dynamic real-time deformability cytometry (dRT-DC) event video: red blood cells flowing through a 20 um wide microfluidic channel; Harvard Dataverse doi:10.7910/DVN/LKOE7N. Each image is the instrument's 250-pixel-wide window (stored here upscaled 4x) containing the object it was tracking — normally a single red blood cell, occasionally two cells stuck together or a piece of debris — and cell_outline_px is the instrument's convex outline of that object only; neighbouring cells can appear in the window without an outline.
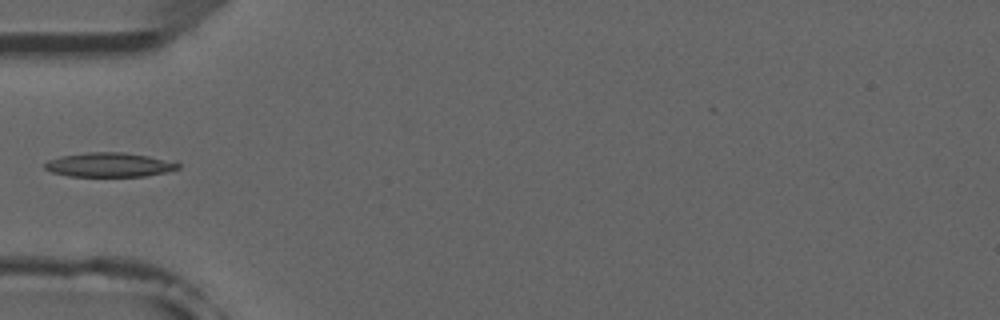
{"species": "common noctule bat (a hibernating species)", "species_latin": "Nyctalus noctula", "temperature_condition": "room temperature", "stored_images_in_passage": 5, "camera_frame_rate_fps": 3000, "um_per_image_px": 0.085, "animal": {"sex": "male", "forearm_length_mm": 52.5}, "frame": {"image": 1, "passage_image": 4, "time_ms": 3.667, "image_size_px": [1000, 320], "cell_outline_px": [[180, 168], [168, 172], [144, 176], [68, 176], [52, 172], [44, 168], [44, 164], [48, 160], [60, 156], [84, 152], [124, 152], [180, 160]], "centroid_in_image_um": [9.39, 13.99], "position_along_channel_um": 75.6, "area_um2": 19.36}}
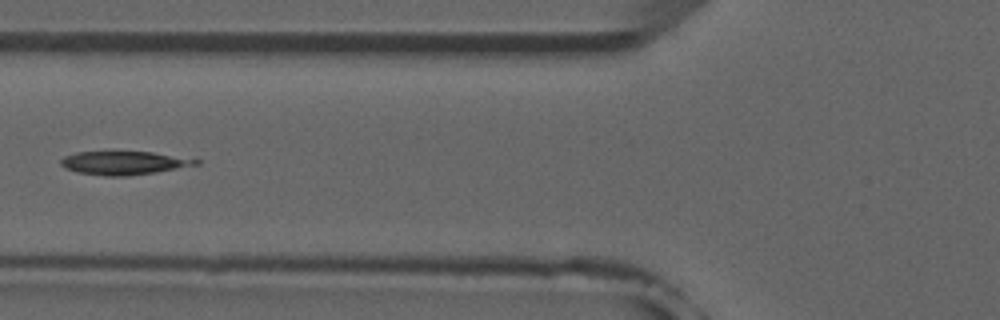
{"frame": {"image": 2, "passage_image": 5, "time_ms": 4.667, "image_size_px": [1000, 320], "cell_outline_px": [[200, 164], [156, 172], [124, 176], [104, 176], [76, 172], [64, 168], [60, 164], [60, 160], [64, 156], [76, 152], [108, 148], [112, 148], [196, 156], [200, 160]], "centroid_in_image_um": [10.59, 13.77], "position_along_channel_um": 115.2, "area_um2": 20.11}}